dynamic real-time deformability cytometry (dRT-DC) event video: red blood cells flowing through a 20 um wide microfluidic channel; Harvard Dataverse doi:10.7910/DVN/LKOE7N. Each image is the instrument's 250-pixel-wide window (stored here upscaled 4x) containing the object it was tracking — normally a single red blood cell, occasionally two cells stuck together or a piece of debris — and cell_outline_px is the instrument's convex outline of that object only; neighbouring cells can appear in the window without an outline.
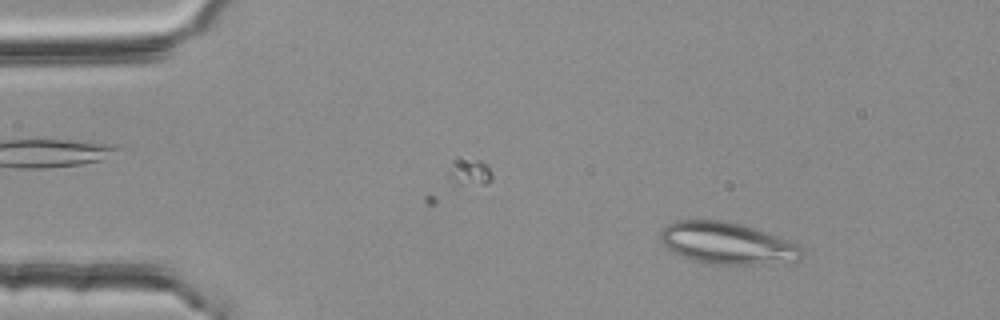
{"species": "common noctule bat (a hibernating species)", "species_latin": "Nyctalus noctula", "temperature_condition": "room temperature", "stored_images_in_passage": 49, "camera_frame_rate_fps": 3000, "um_per_image_px": 0.085, "animal": {"sex": "female", "body_mass_g": 25.1}, "frame": {"image": 1, "passage_image": 7, "time_ms": 2.0, "image_size_px": [1000, 320], "cell_outline_px": [[804, 256], [800, 260], [752, 264], [712, 264], [692, 260], [680, 256], [672, 252], [660, 244], [660, 232], [668, 224], [676, 220], [724, 220], [744, 224], [792, 240], [800, 248]], "centroid_in_image_um": [61.78, 20.66], "position_along_channel_um": 23.2, "area_um2": 34.8}}
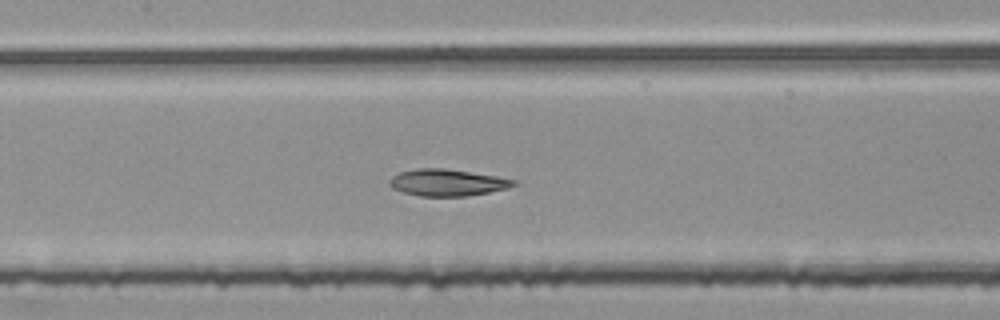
{"frame": {"image": 2, "passage_image": 25, "time_ms": 8.0, "image_size_px": [1000, 320], "cell_outline_px": [[516, 184], [508, 188], [468, 196], [420, 196], [404, 192], [392, 188], [388, 184], [388, 180], [392, 176], [400, 172], [416, 168], [444, 168], [496, 176], [516, 180]], "centroid_in_image_um": [37.99, 15.51], "position_along_channel_um": 169.4, "area_um2": 19.31}}
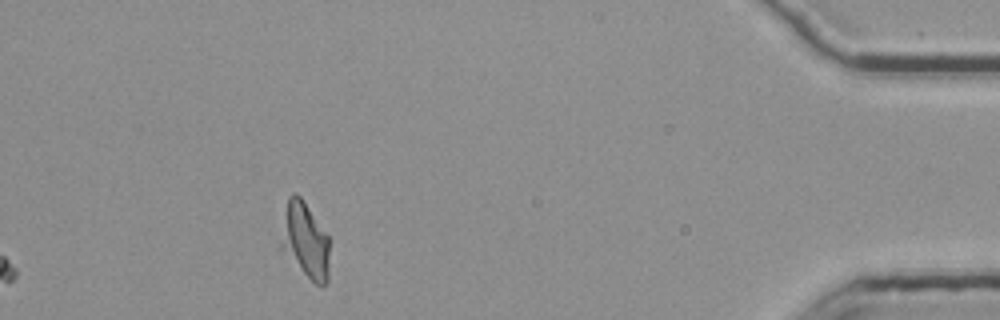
{"frame": {"image": 3, "passage_image": 49, "time_ms": 16.0, "image_size_px": [1000, 320], "cell_outline_px": [[328, 280], [324, 284], [316, 284], [280, 248], [280, 244], [288, 196], [292, 192], [296, 192], [300, 196], [328, 236]], "centroid_in_image_um": [25.93, 20.4], "position_along_channel_um": 409.3, "area_um2": 20.58}, "authors_computed_cell_mechanics": {"area_um2": 19.4786, "velocity_mm_per_s": 3.7467, "shape_relaxation_time_tau1_ms": null, "shape_relaxation_time_tau2_ms": 1.5886, "deformation_change_tau1": null, "deformation_change_tau2": 0.071}}